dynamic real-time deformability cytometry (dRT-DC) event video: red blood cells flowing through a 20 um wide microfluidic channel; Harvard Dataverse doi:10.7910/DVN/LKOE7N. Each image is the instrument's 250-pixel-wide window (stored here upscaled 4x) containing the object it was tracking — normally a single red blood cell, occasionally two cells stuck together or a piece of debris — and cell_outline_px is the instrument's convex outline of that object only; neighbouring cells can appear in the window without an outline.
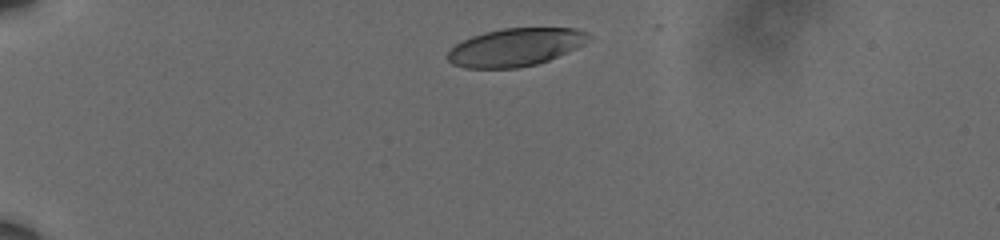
{"species": "human", "species_latin": "Homo sapiens", "temperature_condition": "cold", "stored_images_in_passage": 38, "camera_frame_rate_fps": 3000, "um_per_image_px": 0.085, "donor": {"sex": "male"}, "frame": {"image": 1, "passage_image": 1, "time_ms": 0.0, "image_size_px": [1000, 240], "cell_outline_px": [[592, 36], [584, 44], [568, 52], [548, 60], [536, 64], [516, 68], [464, 68], [452, 64], [448, 60], [448, 52], [456, 44], [472, 36], [484, 32], [504, 28], [576, 28], [588, 32]], "centroid_in_image_um": [43.83, 4.01], "position_along_channel_um": 41.2, "area_um2": 31.1}}
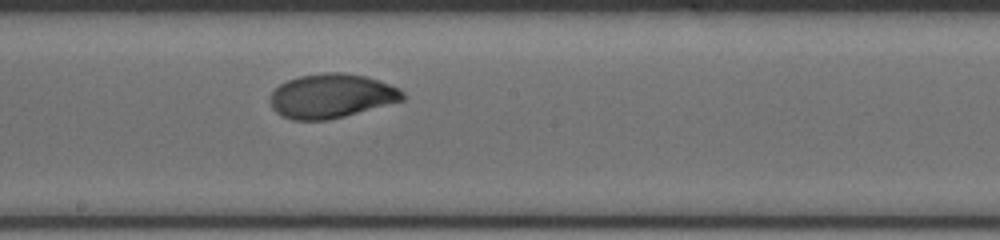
{"frame": {"image": 2, "passage_image": 21, "time_ms": 6.667, "image_size_px": [1000, 240], "cell_outline_px": [[404, 100], [344, 116], [328, 120], [292, 120], [276, 112], [272, 108], [268, 100], [272, 92], [280, 84], [288, 80], [300, 76], [328, 72], [340, 72], [364, 76], [380, 80], [400, 88], [404, 92]], "centroid_in_image_um": [28.17, 8.15], "position_along_channel_um": 220.0, "area_um2": 34.1}}
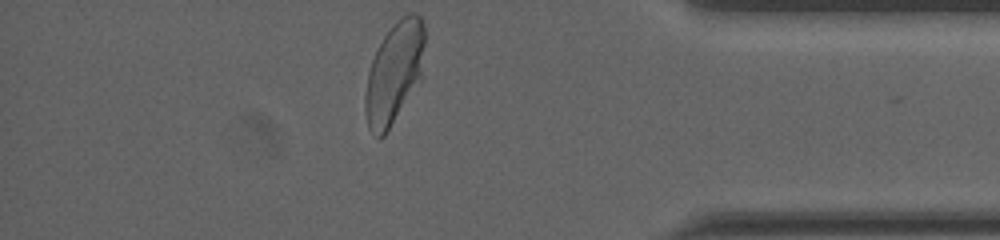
{"frame": {"image": 3, "passage_image": 38, "time_ms": 12.333, "image_size_px": [1000, 240], "cell_outline_px": [[424, 44], [420, 80], [384, 136], [380, 140], [368, 128], [364, 112], [364, 96], [368, 72], [372, 60], [384, 36], [392, 24], [400, 16], [408, 12], [416, 12], [424, 20]], "centroid_in_image_um": [33.49, 6.16], "position_along_channel_um": 401.7, "area_um2": 35.14}, "authors_computed_cell_mechanics": {"area_um2": 33.813, "velocity_mm_per_s": 3.5783, "shape_relaxation_time_tau1_ms": 3.2001, "shape_relaxation_time_tau2_ms": null, "deformation_change_tau1": 0.1564, "deformation_change_tau2": null}}